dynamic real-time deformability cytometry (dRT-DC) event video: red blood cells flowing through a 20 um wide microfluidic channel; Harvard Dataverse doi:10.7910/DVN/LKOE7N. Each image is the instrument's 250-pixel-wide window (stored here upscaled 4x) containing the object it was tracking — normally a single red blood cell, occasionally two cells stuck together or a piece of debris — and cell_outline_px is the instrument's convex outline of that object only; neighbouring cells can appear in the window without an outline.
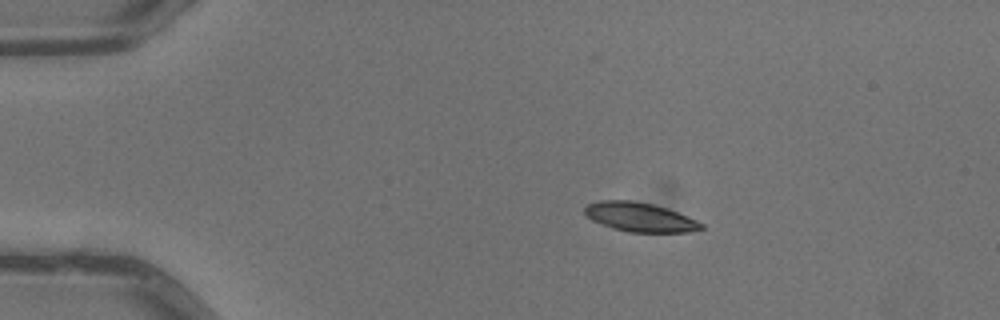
{"species": "common noctule bat (a hibernating species)", "species_latin": "Nyctalus noctula", "temperature_condition": "warm", "stored_images_in_passage": 4, "camera_frame_rate_fps": 3000, "um_per_image_px": 0.085, "animal": {"sex": "male", "body_mass_g": 13.3}, "frame": {"image": 1, "passage_image": 3, "time_ms": 0.667, "image_size_px": [1000, 320], "cell_outline_px": [[704, 228], [692, 232], [628, 232], [612, 228], [600, 224], [592, 220], [584, 212], [584, 208], [588, 204], [600, 200], [632, 200], [652, 204], [668, 208], [696, 220], [704, 224]], "centroid_in_image_um": [54.39, 18.46], "position_along_channel_um": 30.6, "area_um2": 19.88}}